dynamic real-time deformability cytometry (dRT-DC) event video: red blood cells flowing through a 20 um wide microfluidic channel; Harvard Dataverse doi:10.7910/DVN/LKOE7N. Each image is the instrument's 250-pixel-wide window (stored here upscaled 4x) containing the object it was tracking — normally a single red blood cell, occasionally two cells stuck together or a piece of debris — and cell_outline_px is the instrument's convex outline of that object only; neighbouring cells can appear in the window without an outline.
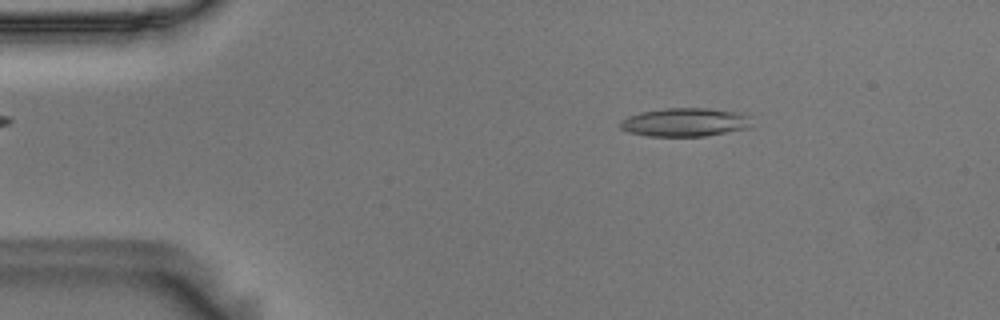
{"species": "Egyptian fruit bat (a non-hibernating species)", "species_latin": "Rousettus aegyptiacus", "temperature_condition": "room temperature", "stored_images_in_passage": 54, "camera_frame_rate_fps": 3000, "um_per_image_px": 0.085, "animal": {"sex": "male"}, "frame": {"image": 1, "passage_image": 8, "time_ms": 2.333, "image_size_px": [1000, 320], "cell_outline_px": [[752, 128], [704, 136], [648, 136], [628, 132], [620, 128], [620, 120], [628, 116], [640, 112], [664, 108], [708, 108], [732, 112], [748, 116]], "centroid_in_image_um": [58.18, 10.4], "position_along_channel_um": 26.8, "area_um2": 21.79}}
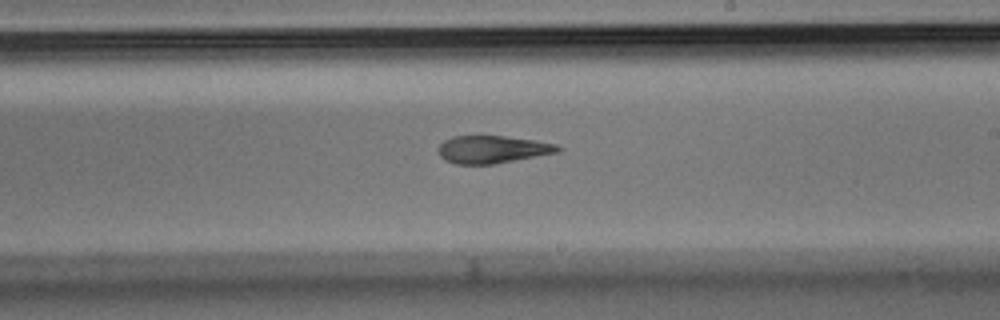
{"frame": {"image": 2, "passage_image": 31, "time_ms": 10.0, "image_size_px": [1000, 320], "cell_outline_px": [[564, 148], [560, 152], [496, 164], [456, 164], [444, 160], [440, 156], [436, 148], [444, 140], [452, 136], [504, 136], [536, 140], [556, 144]], "centroid_in_image_um": [41.87, 12.7], "position_along_channel_um": 247.1, "area_um2": 19.54}}
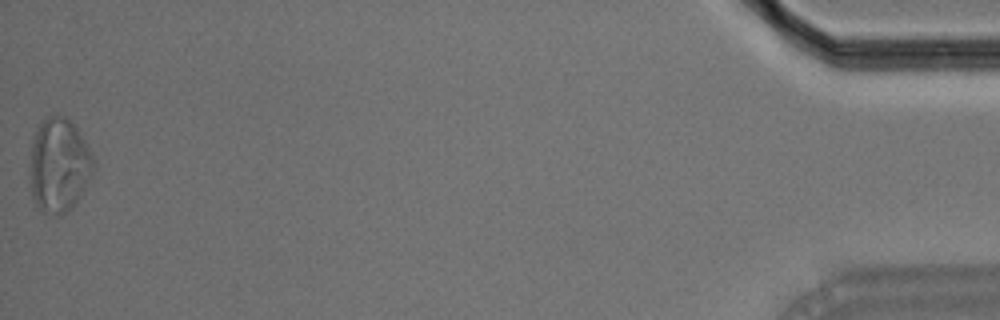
{"frame": {"image": 3, "passage_image": 54, "time_ms": 17.667, "image_size_px": [1000, 320], "cell_outline_px": [[92, 176], [76, 204], [60, 216], [56, 216], [44, 212], [36, 204], [32, 196], [28, 172], [32, 136], [36, 124], [48, 116], [64, 116], [72, 120], [88, 144], [92, 156]], "centroid_in_image_um": [4.97, 14.01], "position_along_channel_um": 430.2, "area_um2": 35.72}, "authors_computed_cell_mechanics": {"area_um2": 21.386, "velocity_mm_per_s": 3.6422, "shape_relaxation_time_tau1_ms": 8.5839, "shape_relaxation_time_tau2_ms": 3.5926, "deformation_change_tau1": 0.2268, "deformation_change_tau2": 0.1246}}